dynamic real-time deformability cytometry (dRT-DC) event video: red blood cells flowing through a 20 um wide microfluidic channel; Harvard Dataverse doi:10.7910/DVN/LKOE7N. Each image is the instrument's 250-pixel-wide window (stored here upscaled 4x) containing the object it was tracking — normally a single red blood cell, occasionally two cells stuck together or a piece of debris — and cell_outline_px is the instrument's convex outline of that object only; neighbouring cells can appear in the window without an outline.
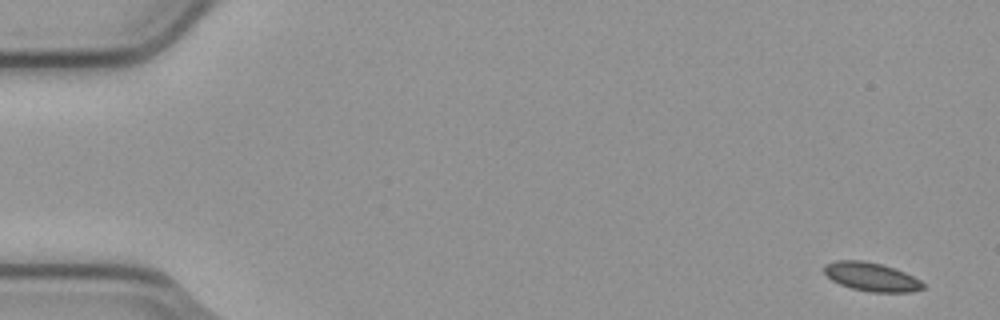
{"species": "common noctule bat (a hibernating species)", "species_latin": "Nyctalus noctula", "temperature_condition": "cold", "stored_images_in_passage": 8, "camera_frame_rate_fps": 3000, "um_per_image_px": 0.085, "animal": {"sex": "male", "body_mass_g": 23.1, "forearm_length_mm": 52.7}, "frame": {"image": 1, "passage_image": 1, "time_ms": 0.0, "image_size_px": [1000, 320], "cell_outline_px": [[924, 288], [912, 292], [868, 292], [852, 288], [840, 284], [832, 280], [824, 272], [824, 264], [836, 260], [864, 260], [896, 268], [920, 280], [924, 284]], "centroid_in_image_um": [74.06, 23.52], "position_along_channel_um": 10.9, "area_um2": 16.53}}
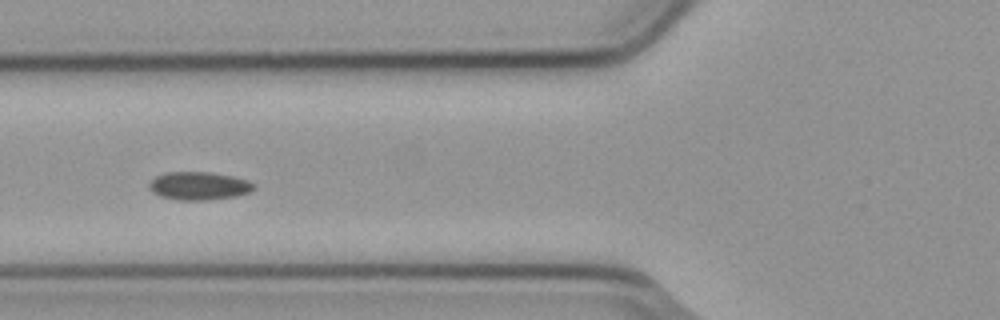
{"frame": {"image": 2, "passage_image": 6, "time_ms": 1.667, "image_size_px": [1000, 320], "cell_outline_px": [[256, 188], [248, 192], [236, 196], [208, 200], [180, 200], [160, 196], [152, 192], [148, 184], [156, 176], [168, 172], [212, 172], [232, 176], [248, 180], [256, 184]], "centroid_in_image_um": [16.93, 15.79], "position_along_channel_um": 108.9, "area_um2": 17.17}}
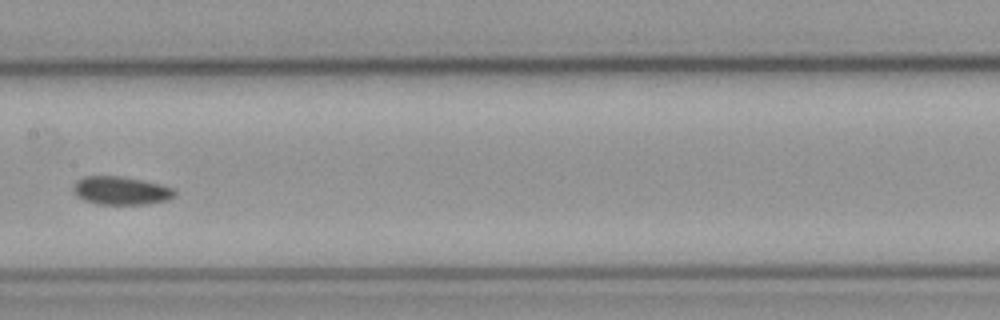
{"frame": {"image": 3, "passage_image": 8, "time_ms": 2.333, "image_size_px": [1000, 320], "cell_outline_px": [[176, 196], [168, 200], [144, 204], [96, 204], [84, 200], [76, 196], [72, 188], [76, 180], [84, 176], [120, 176], [160, 184], [172, 188], [176, 192]], "centroid_in_image_um": [10.25, 16.2], "position_along_channel_um": 197.1, "area_um2": 16.7}}